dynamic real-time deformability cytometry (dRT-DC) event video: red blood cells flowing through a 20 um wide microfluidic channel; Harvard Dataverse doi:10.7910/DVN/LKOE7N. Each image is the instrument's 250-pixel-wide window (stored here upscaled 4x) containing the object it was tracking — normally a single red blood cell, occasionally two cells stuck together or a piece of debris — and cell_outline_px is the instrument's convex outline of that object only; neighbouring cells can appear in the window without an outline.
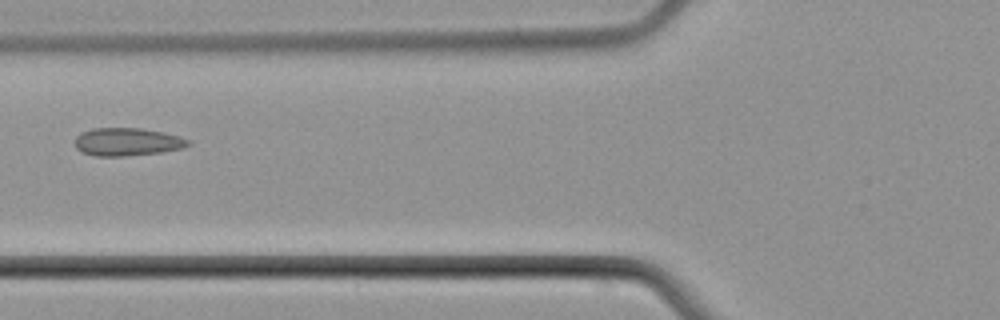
{"species": "common noctule bat (a hibernating species)", "species_latin": "Nyctalus noctula", "temperature_condition": "cold", "stored_images_in_passage": 8, "camera_frame_rate_fps": 3000, "um_per_image_px": 0.085, "animal": {"sex": "male", "body_mass_g": 21.5, "forearm_length_mm": 52.0}, "frame": {"image": 1, "passage_image": 7, "time_ms": 8.333, "image_size_px": [1000, 320], "cell_outline_px": [[192, 144], [184, 148], [160, 152], [124, 156], [96, 156], [80, 152], [76, 148], [76, 136], [80, 132], [92, 128], [140, 128], [164, 132], [180, 136], [188, 140]], "centroid_in_image_um": [10.81, 12.05], "position_along_channel_um": 115.0, "area_um2": 18.55}}
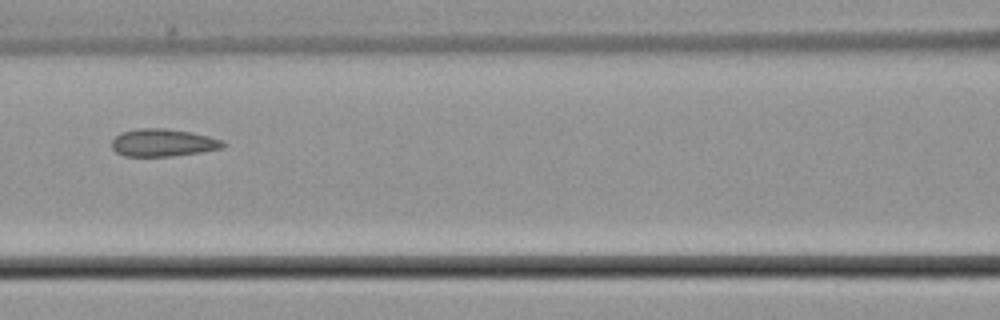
{"frame": {"image": 2, "passage_image": 8, "time_ms": 9.333, "image_size_px": [1000, 320], "cell_outline_px": [[228, 144], [224, 148], [200, 152], [172, 156], [124, 156], [116, 152], [112, 148], [112, 140], [120, 132], [136, 128], [164, 128], [192, 132], [224, 140]], "centroid_in_image_um": [13.88, 12.12], "position_along_channel_um": 152.7, "area_um2": 18.09}}